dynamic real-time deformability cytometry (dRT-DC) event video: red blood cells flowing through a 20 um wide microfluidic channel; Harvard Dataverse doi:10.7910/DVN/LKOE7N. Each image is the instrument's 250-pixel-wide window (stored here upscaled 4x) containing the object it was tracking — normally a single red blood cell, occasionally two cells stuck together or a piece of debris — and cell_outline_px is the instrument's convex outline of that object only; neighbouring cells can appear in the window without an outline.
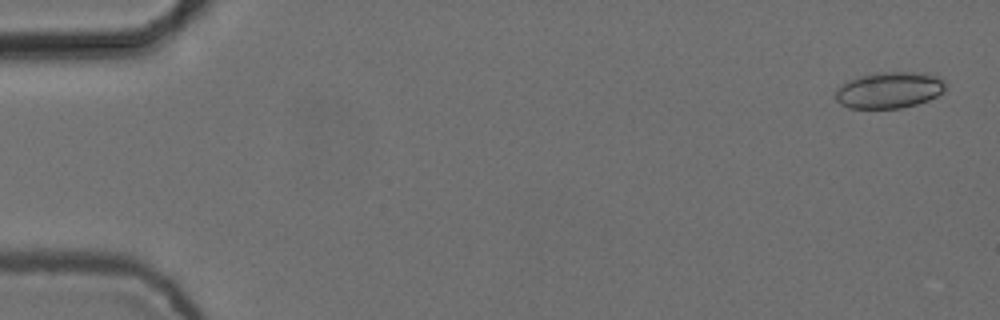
{"species": "common noctule bat (a hibernating species)", "species_latin": "Nyctalus noctula", "temperature_condition": "cold", "stored_images_in_passage": 4, "camera_frame_rate_fps": 3000, "um_per_image_px": 0.085, "animal": {"sex": "female", "body_mass_g": 24.6, "forearm_length_mm": 56.2}, "frame": {"image": 1, "passage_image": 1, "time_ms": 0.0, "image_size_px": [1000, 320], "cell_outline_px": [[948, 84], [936, 96], [928, 100], [916, 104], [900, 108], [848, 108], [840, 104], [836, 100], [836, 92], [844, 80], [860, 76], [880, 72], [936, 72]], "centroid_in_image_um": [75.62, 7.63], "position_along_channel_um": 9.4, "area_um2": 23.64}}